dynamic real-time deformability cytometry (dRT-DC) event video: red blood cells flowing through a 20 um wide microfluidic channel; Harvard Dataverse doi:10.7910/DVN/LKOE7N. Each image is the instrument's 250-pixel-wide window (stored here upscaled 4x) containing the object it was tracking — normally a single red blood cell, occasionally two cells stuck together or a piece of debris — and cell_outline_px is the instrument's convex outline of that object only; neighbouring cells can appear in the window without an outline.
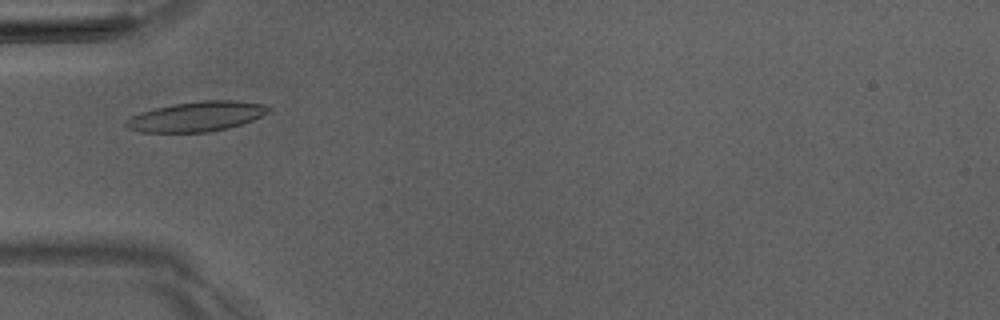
{"species": "Egyptian fruit bat (a non-hibernating species)", "species_latin": "Rousettus aegyptiacus", "temperature_condition": "room temperature", "stored_images_in_passage": 6, "camera_frame_rate_fps": 3000, "um_per_image_px": 0.085, "animal": {"sex": "male"}, "frame": {"image": 1, "passage_image": 4, "time_ms": 3.667, "image_size_px": [1000, 320], "cell_outline_px": [[272, 108], [268, 112], [252, 120], [228, 128], [208, 132], [140, 132], [128, 128], [124, 124], [124, 120], [140, 112], [172, 104], [204, 100], [236, 100], [264, 104]], "centroid_in_image_um": [16.69, 9.9], "position_along_channel_um": 68.3, "area_um2": 24.8}}